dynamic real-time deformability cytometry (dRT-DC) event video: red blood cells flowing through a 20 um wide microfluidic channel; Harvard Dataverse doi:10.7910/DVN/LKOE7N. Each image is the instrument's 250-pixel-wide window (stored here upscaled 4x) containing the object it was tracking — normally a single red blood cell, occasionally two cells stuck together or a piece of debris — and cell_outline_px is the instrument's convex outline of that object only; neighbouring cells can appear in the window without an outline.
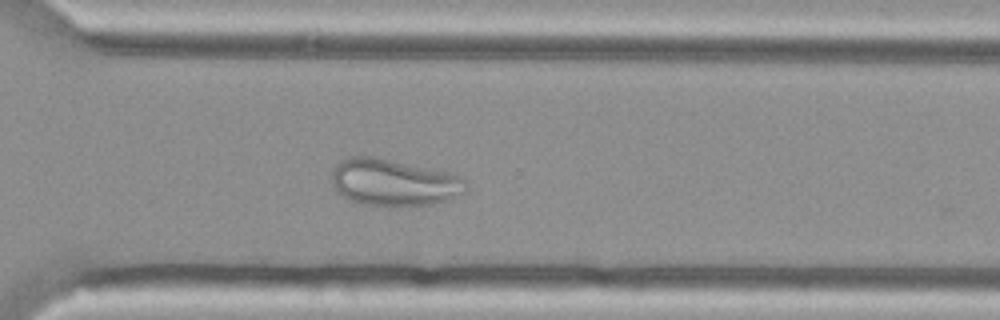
{"species": "Egyptian fruit bat (a non-hibernating species)", "species_latin": "Rousettus aegyptiacus", "temperature_condition": "cold", "stored_images_in_passage": 39, "camera_frame_rate_fps": 3000, "um_per_image_px": 0.085, "animal": {"sex": "female"}, "frame": {"image": 1, "passage_image": 28, "time_ms": 9.0, "image_size_px": [1000, 320], "cell_outline_px": [[468, 188], [464, 192], [452, 200], [428, 204], [364, 204], [352, 200], [336, 192], [332, 184], [332, 172], [336, 164], [340, 160], [348, 156], [372, 156], [448, 172], [460, 176], [468, 180]], "centroid_in_image_um": [33.49, 15.48], "position_along_channel_um": 337.1, "area_um2": 36.3}}